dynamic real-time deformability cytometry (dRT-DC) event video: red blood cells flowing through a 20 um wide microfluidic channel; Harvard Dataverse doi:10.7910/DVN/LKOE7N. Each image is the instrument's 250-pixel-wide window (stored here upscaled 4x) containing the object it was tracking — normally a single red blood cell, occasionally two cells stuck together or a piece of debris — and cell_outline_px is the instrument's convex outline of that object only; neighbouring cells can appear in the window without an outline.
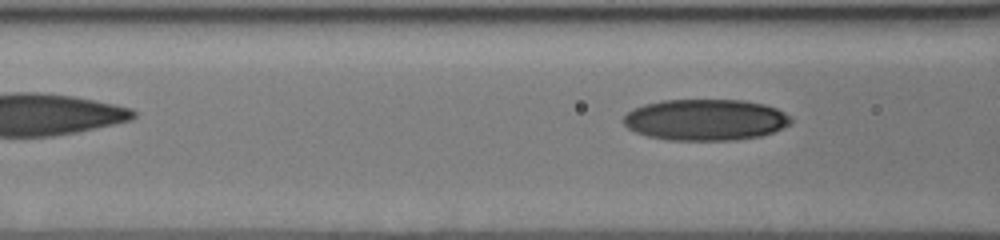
{"species": "human", "species_latin": "Homo sapiens", "temperature_condition": "cold", "stored_images_in_passage": 9, "segment_of_instrument_passage": [2, 2], "camera_frame_rate_fps": 3000, "um_per_image_px": 0.085, "donor": {"sex": "male"}, "frame": {"image": 1, "passage_image": 9, "time_ms": 3.0, "image_size_px": [1000, 240], "cell_outline_px": [[792, 124], [784, 128], [760, 136], [736, 140], [668, 140], [648, 136], [636, 132], [628, 128], [624, 124], [624, 116], [628, 112], [644, 104], [664, 100], [744, 100], [764, 104], [776, 108], [792, 116]], "centroid_in_image_um": [60.01, 10.18], "position_along_channel_um": 106.6, "area_um2": 40.4}}